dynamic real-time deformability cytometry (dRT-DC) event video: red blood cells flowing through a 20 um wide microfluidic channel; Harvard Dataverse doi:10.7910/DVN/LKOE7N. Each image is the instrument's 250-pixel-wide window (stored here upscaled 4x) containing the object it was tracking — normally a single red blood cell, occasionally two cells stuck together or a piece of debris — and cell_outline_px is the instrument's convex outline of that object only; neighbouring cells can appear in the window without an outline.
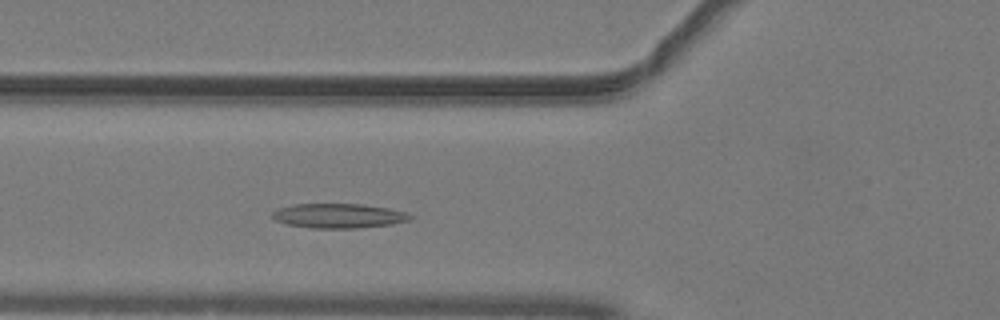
{"species": "common noctule bat (a hibernating species)", "species_latin": "Nyctalus noctula", "temperature_condition": "warm", "stored_images_in_passage": 38, "camera_frame_rate_fps": 3000, "um_per_image_px": 0.085, "animal": {"sex": "male", "body_mass_g": 19.2, "forearm_length_mm": 51.8}, "frame": {"image": 1, "passage_image": 8, "time_ms": 2.333, "image_size_px": [1000, 320], "cell_outline_px": [[412, 216], [408, 220], [392, 224], [356, 228], [312, 228], [288, 224], [276, 220], [272, 216], [272, 212], [276, 208], [292, 204], [364, 204], [388, 208], [404, 212]], "centroid_in_image_um": [28.74, 18.33], "position_along_channel_um": 97.1, "area_um2": 19.59}}
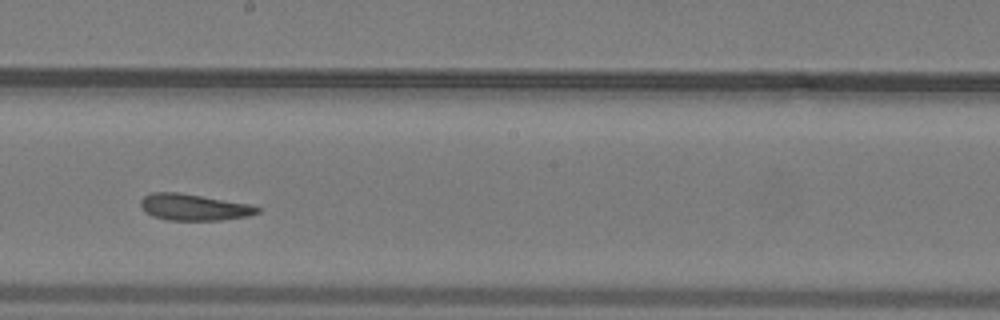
{"frame": {"image": 2, "passage_image": 18, "time_ms": 5.667, "image_size_px": [1000, 320], "cell_outline_px": [[260, 212], [248, 216], [220, 220], [168, 220], [152, 216], [144, 212], [140, 204], [140, 200], [144, 196], [152, 192], [180, 192], [252, 204], [260, 208]], "centroid_in_image_um": [16.48, 17.6], "position_along_channel_um": 231.7, "area_um2": 18.21}}
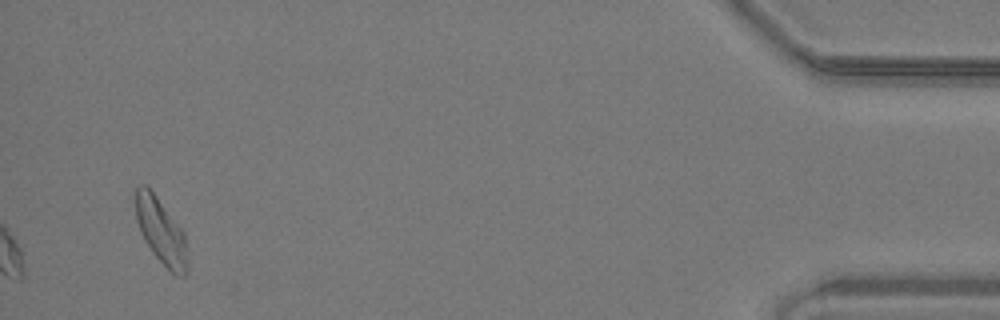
{"frame": {"image": 3, "passage_image": 38, "time_ms": 12.333, "image_size_px": [1000, 320], "cell_outline_px": [[188, 272], [184, 276], [176, 276], [152, 252], [144, 240], [140, 232], [136, 220], [136, 188], [140, 184], [144, 184], [152, 192], [184, 232], [188, 264]], "centroid_in_image_um": [13.69, 19.7], "position_along_channel_um": 421.5, "area_um2": 19.48}}